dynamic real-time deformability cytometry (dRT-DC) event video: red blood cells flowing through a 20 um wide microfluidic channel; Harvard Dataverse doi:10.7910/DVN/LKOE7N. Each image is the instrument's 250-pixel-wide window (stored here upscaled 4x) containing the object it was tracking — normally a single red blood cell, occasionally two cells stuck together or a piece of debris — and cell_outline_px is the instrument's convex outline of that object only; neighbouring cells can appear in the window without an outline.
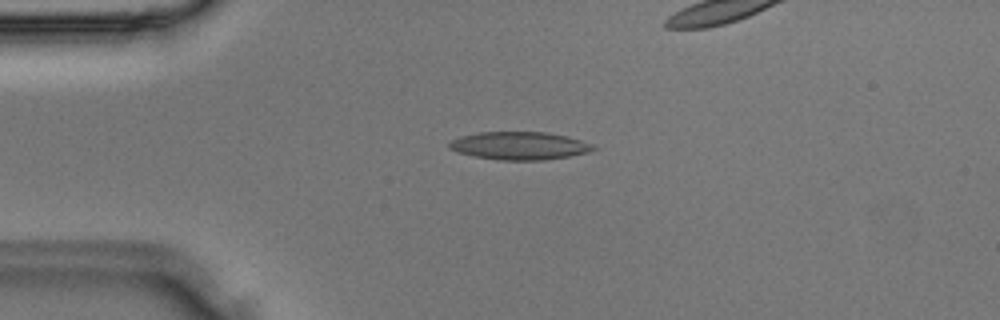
{"species": "Egyptian fruit bat (a non-hibernating species)", "species_latin": "Rousettus aegyptiacus", "temperature_condition": "room temperature", "stored_images_in_passage": 5, "camera_frame_rate_fps": 3000, "um_per_image_px": 0.085, "animal": {"sex": "male"}, "frame": {"image": 1, "passage_image": 3, "time_ms": 0.667, "image_size_px": [1000, 320], "cell_outline_px": [[596, 148], [588, 152], [568, 156], [544, 160], [500, 160], [476, 156], [456, 152], [448, 148], [448, 144], [452, 140], [460, 136], [480, 132], [544, 132], [568, 136], [592, 144]], "centroid_in_image_um": [44.13, 12.38], "position_along_channel_um": 40.9, "area_um2": 23.29}}